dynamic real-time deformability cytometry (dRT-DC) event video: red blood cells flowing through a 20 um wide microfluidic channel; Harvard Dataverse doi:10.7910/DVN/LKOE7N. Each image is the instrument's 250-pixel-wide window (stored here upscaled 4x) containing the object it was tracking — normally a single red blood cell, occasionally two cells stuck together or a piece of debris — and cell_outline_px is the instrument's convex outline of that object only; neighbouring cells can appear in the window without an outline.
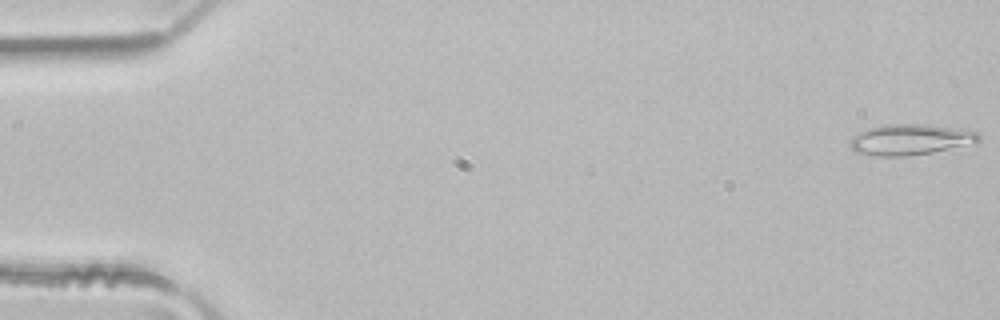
{"species": "common noctule bat (a hibernating species)", "species_latin": "Nyctalus noctula", "temperature_condition": "room temperature", "stored_images_in_passage": 5, "camera_frame_rate_fps": 3000, "um_per_image_px": 0.085, "animal": {"sex": "male", "body_mass_g": 21.5, "forearm_length_mm": 52.0}, "frame": {"image": 1, "passage_image": 1, "time_ms": 0.0, "image_size_px": [1000, 320], "cell_outline_px": [[980, 140], [932, 152], [908, 156], [876, 156], [856, 152], [848, 144], [848, 140], [856, 132], [868, 128], [884, 124], [924, 124], [952, 128], [976, 132], [980, 136]], "centroid_in_image_um": [77.22, 11.86], "position_along_channel_um": 7.8, "area_um2": 22.77}}
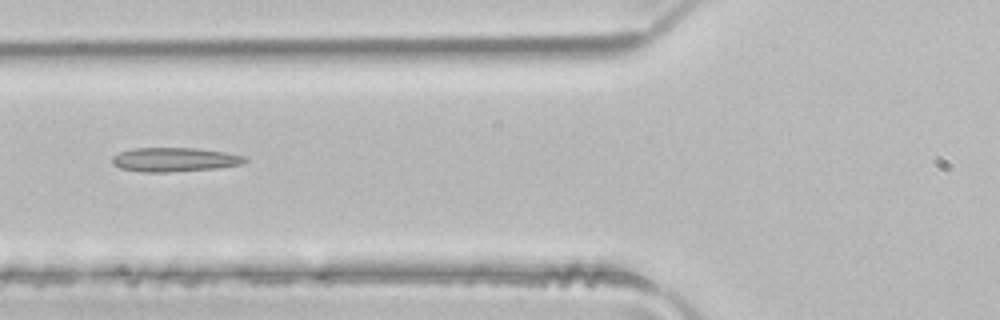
{"frame": {"image": 2, "passage_image": 5, "time_ms": 1.333, "image_size_px": [1000, 320], "cell_outline_px": [[248, 160], [240, 164], [220, 168], [168, 172], [140, 172], [120, 168], [112, 164], [112, 156], [120, 152], [132, 148], [196, 148], [224, 152], [244, 156]], "centroid_in_image_um": [14.8, 13.57], "position_along_channel_um": 111.0, "area_um2": 18.67}}